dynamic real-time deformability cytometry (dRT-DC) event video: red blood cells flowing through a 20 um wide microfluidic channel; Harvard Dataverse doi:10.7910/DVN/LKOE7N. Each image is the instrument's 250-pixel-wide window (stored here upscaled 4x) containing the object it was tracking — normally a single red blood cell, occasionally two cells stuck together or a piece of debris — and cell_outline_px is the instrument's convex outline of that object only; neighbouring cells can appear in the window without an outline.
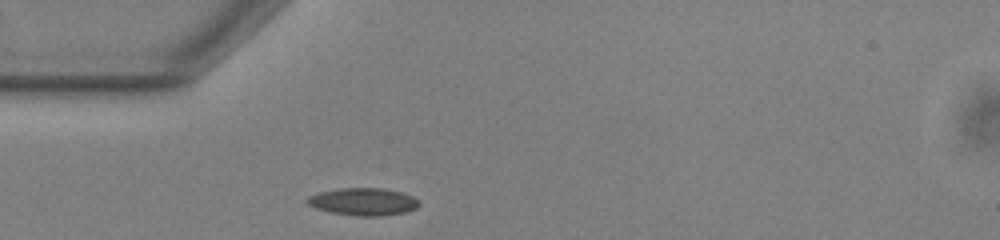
{"species": "common noctule bat (a hibernating species)", "species_latin": "Nyctalus noctula", "temperature_condition": "warm", "stored_images_in_passage": 39, "camera_frame_rate_fps": 3000, "um_per_image_px": 0.085, "animal": {"sex": "male", "body_mass_g": 13.0, "forearm_length_mm": 53.1}, "frame": {"image": 1, "passage_image": 1, "time_ms": 0.0, "image_size_px": [1000, 240], "cell_outline_px": [[420, 204], [416, 208], [404, 212], [380, 216], [356, 216], [332, 212], [316, 208], [308, 204], [304, 200], [308, 196], [320, 192], [340, 188], [384, 188], [400, 192], [412, 196], [420, 200]], "centroid_in_image_um": [30.88, 17.14], "position_along_channel_um": 54.1, "area_um2": 17.86}}
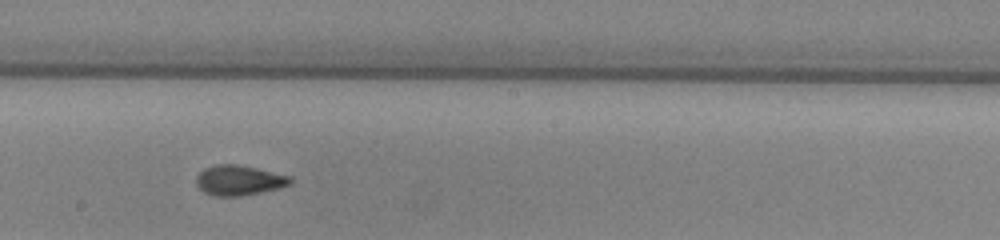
{"frame": {"image": 2, "passage_image": 15, "time_ms": 4.667, "image_size_px": [1000, 240], "cell_outline_px": [[292, 184], [280, 188], [240, 196], [212, 196], [204, 192], [196, 184], [196, 176], [204, 168], [216, 164], [236, 164], [256, 168], [292, 176]], "centroid_in_image_um": [20.32, 15.32], "position_along_channel_um": 227.9, "area_um2": 16.59}}
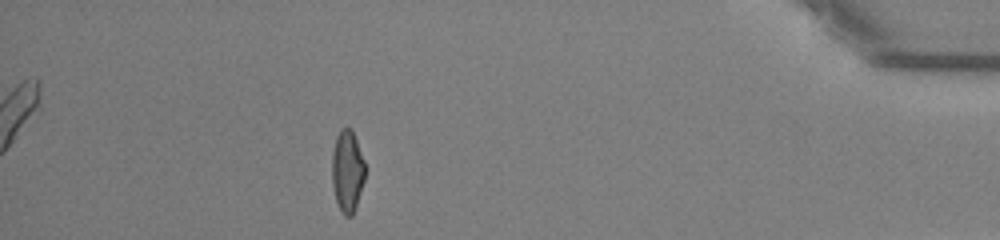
{"frame": {"image": 3, "passage_image": 33, "time_ms": 10.667, "image_size_px": [1000, 240], "cell_outline_px": [[364, 180], [356, 208], [352, 216], [344, 216], [336, 200], [332, 184], [332, 152], [336, 136], [340, 128], [352, 128], [364, 160]], "centroid_in_image_um": [29.52, 14.53], "position_along_channel_um": 405.7, "area_um2": 15.84}, "authors_computed_cell_mechanics": {"area_um2": 16.1262, "velocity_mm_per_s": 3.8604, "shape_relaxation_time_tau1_ms": 3.7919, "shape_relaxation_time_tau2_ms": 2.0154, "deformation_change_tau1": 0.1489, "deformation_change_tau2": 0.0927}}